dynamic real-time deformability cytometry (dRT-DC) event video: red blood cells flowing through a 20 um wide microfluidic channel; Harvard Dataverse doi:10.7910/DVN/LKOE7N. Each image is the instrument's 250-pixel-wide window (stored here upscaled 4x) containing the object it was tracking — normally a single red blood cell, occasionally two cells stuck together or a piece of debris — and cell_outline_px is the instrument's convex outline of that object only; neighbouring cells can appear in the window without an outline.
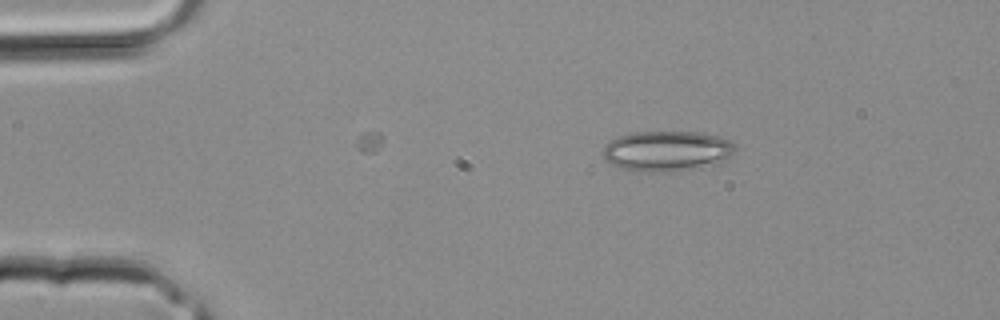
{"species": "common noctule bat (a hibernating species)", "species_latin": "Nyctalus noctula", "temperature_condition": "room temperature", "stored_images_in_passage": 2, "camera_frame_rate_fps": 3000, "um_per_image_px": 0.085, "animal": {"sex": "male", "body_mass_g": 20.4}, "frame": {"image": 1, "passage_image": 1, "time_ms": 0.0, "image_size_px": [1000, 320], "cell_outline_px": [[736, 152], [732, 156], [716, 164], [696, 168], [672, 172], [640, 172], [620, 168], [604, 160], [604, 144], [608, 140], [632, 132], [696, 132], [716, 136], [732, 140], [736, 144]], "centroid_in_image_um": [56.7, 12.84], "position_along_channel_um": 28.3, "area_um2": 31.56}}